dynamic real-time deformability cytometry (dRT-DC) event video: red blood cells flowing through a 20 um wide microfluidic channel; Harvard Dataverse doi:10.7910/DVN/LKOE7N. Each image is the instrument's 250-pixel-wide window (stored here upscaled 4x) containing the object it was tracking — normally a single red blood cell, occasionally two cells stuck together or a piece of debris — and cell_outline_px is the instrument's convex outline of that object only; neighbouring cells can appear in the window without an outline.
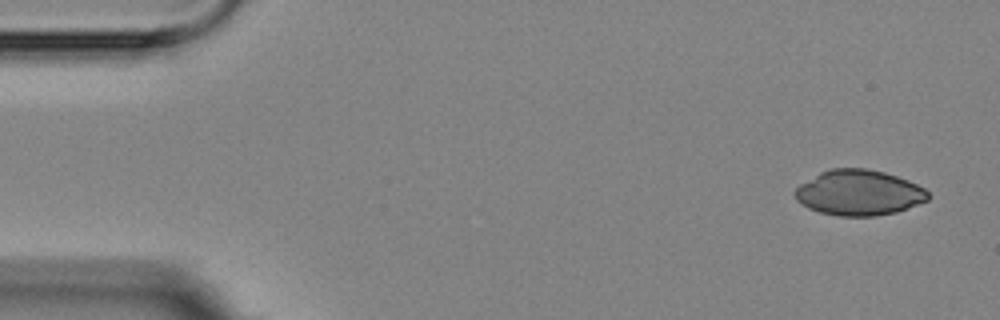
{"species": "Egyptian fruit bat (a non-hibernating species)", "species_latin": "Rousettus aegyptiacus", "temperature_condition": "room temperature", "stored_images_in_passage": 4, "camera_frame_rate_fps": 3000, "um_per_image_px": 0.085, "animal": {"sex": "female"}, "frame": {"image": 1, "passage_image": 1, "time_ms": 0.0, "image_size_px": [1000, 320], "cell_outline_px": [[928, 200], [896, 212], [876, 216], [836, 216], [820, 212], [808, 208], [796, 200], [792, 192], [800, 184], [820, 172], [832, 168], [864, 168], [884, 172], [908, 180], [924, 188], [928, 192]], "centroid_in_image_um": [72.97, 16.38], "position_along_channel_um": 12.0, "area_um2": 35.26}}